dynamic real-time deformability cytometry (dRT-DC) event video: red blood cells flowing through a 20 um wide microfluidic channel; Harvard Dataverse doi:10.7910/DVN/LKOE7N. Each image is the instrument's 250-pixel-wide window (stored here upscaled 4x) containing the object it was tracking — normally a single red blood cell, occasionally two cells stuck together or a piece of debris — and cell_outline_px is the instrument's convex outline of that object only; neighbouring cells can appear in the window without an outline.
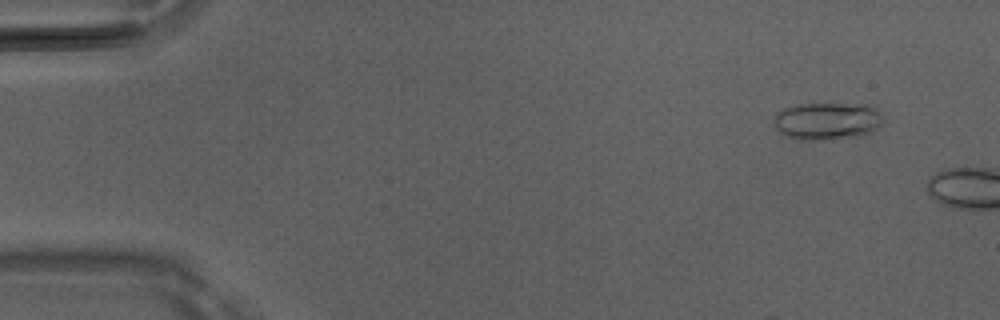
{"species": "Egyptian fruit bat (a non-hibernating species)", "species_latin": "Rousettus aegyptiacus", "temperature_condition": "room temperature", "stored_images_in_passage": 7, "camera_frame_rate_fps": 3000, "um_per_image_px": 0.085, "animal": {"sex": "male"}, "frame": {"image": 1, "passage_image": 4, "time_ms": 1.0, "image_size_px": [1000, 320], "cell_outline_px": [[880, 124], [872, 132], [860, 136], [808, 140], [800, 140], [784, 136], [776, 128], [776, 116], [784, 108], [800, 104], [868, 104], [876, 108], [880, 112]], "centroid_in_image_um": [70.32, 10.28], "position_along_channel_um": 14.7, "area_um2": 23.41}}